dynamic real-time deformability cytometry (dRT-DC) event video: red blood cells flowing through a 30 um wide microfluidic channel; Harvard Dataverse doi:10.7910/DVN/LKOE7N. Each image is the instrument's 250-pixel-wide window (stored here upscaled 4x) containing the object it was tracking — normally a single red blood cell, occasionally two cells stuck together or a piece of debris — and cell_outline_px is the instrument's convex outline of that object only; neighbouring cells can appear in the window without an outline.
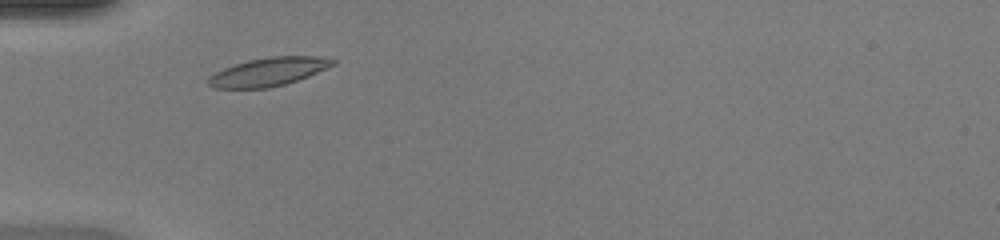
{"species": "common noctule bat (a hibernating species)", "species_latin": "Nyctalus noctula", "temperature_condition": "warm", "stored_images_in_passage": 37, "camera_frame_rate_fps": 3000, "um_per_image_px": 0.085, "animal": {"sex": "female", "body_mass_g": 20.0, "forearm_length_mm": 54.0}, "frame": {"image": 1, "passage_image": 4, "time_ms": 1.0, "image_size_px": [1000, 240], "cell_outline_px": [[336, 64], [308, 76], [284, 84], [268, 88], [212, 88], [208, 84], [208, 76], [224, 68], [248, 60], [268, 56], [316, 56], [336, 60]], "centroid_in_image_um": [22.81, 6.1], "position_along_channel_um": 62.2, "area_um2": 20.46}}
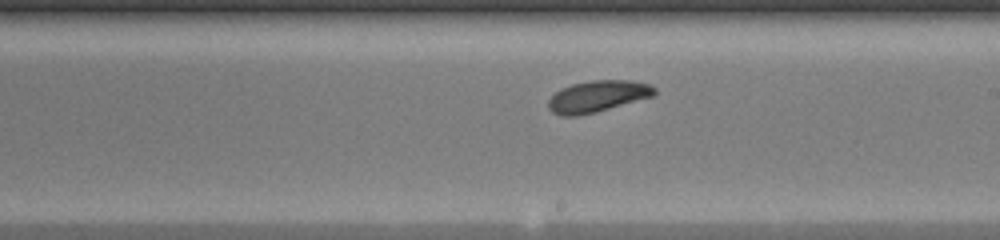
{"frame": {"image": 2, "passage_image": 17, "time_ms": 5.333, "image_size_px": [1000, 240], "cell_outline_px": [[656, 92], [652, 96], [596, 112], [576, 116], [560, 116], [552, 112], [548, 108], [548, 100], [560, 88], [572, 84], [592, 80], [632, 80], [648, 84], [656, 88]], "centroid_in_image_um": [50.76, 8.18], "position_along_channel_um": 238.2, "area_um2": 19.42}}
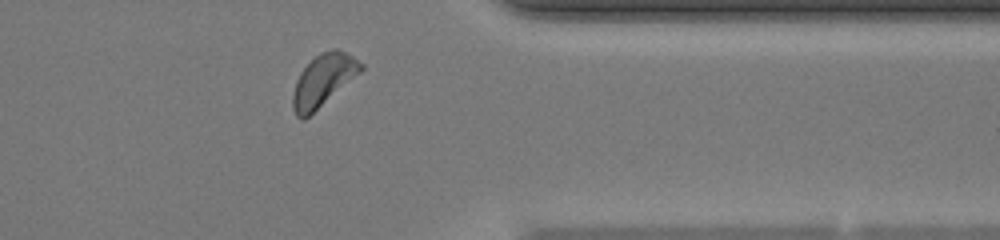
{"frame": {"image": 3, "passage_image": 28, "time_ms": 9.0, "image_size_px": [1000, 240], "cell_outline_px": [[364, 68], [360, 72], [304, 120], [300, 120], [296, 116], [292, 108], [292, 96], [296, 80], [300, 72], [320, 52], [332, 48], [336, 48], [352, 56], [364, 64]], "centroid_in_image_um": [27.45, 6.83], "position_along_channel_um": 384.0, "area_um2": 20.35}, "authors_computed_cell_mechanics": {"area_um2": 19.7676, "velocity_mm_per_s": 4.1846, "shape_relaxation_time_tau1_ms": 6.9847, "shape_relaxation_time_tau2_ms": null, "deformation_change_tau1": 0.1797, "deformation_change_tau2": null}}